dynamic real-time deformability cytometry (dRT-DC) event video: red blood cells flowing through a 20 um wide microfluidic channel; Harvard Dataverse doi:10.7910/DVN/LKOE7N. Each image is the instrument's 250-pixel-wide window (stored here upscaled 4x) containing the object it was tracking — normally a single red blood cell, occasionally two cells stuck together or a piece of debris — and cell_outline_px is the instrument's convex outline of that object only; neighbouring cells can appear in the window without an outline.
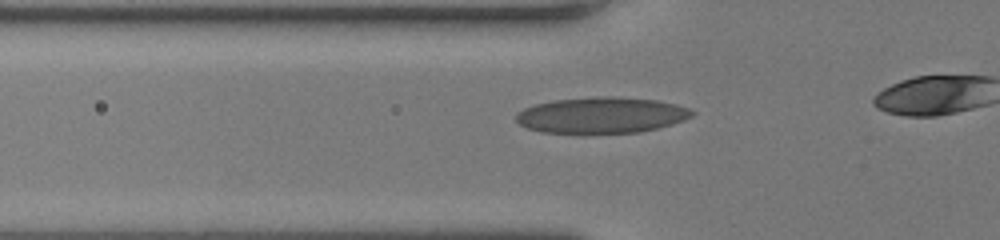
{"species": "human", "species_latin": "Homo sapiens", "temperature_condition": "room temperature", "stored_images_in_passage": 27, "camera_frame_rate_fps": 3000, "um_per_image_px": 0.085, "donor": {"sex": "female"}, "frame": {"image": 1, "passage_image": 4, "time_ms": 1.0, "image_size_px": [1000, 240], "cell_outline_px": [[696, 112], [692, 116], [684, 120], [672, 124], [640, 132], [584, 136], [544, 132], [528, 128], [520, 124], [516, 120], [516, 112], [524, 108], [536, 104], [552, 100], [596, 96], [612, 96], [656, 100], [676, 104], [688, 108]], "centroid_in_image_um": [51.1, 9.82], "position_along_channel_um": 74.7, "area_um2": 38.03}}
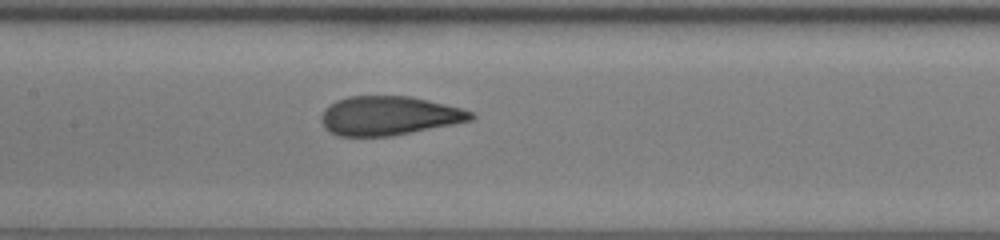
{"frame": {"image": 2, "passage_image": 11, "time_ms": 3.333, "image_size_px": [1000, 240], "cell_outline_px": [[476, 116], [472, 120], [392, 136], [340, 136], [328, 132], [324, 128], [320, 120], [320, 116], [324, 108], [336, 100], [348, 96], [412, 96], [476, 112]], "centroid_in_image_um": [33.02, 9.83], "position_along_channel_um": 174.4, "area_um2": 34.22}}
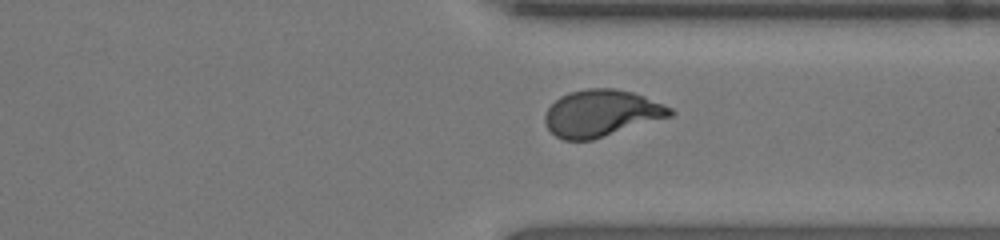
{"frame": {"image": 3, "passage_image": 24, "time_ms": 7.667, "image_size_px": [1000, 240], "cell_outline_px": [[676, 112], [672, 116], [592, 140], [564, 140], [556, 136], [548, 128], [544, 120], [544, 116], [548, 108], [560, 96], [572, 92], [588, 88], [616, 88], [632, 92], [644, 96], [672, 108]], "centroid_in_image_um": [51.13, 9.62], "position_along_channel_um": 360.3, "area_um2": 33.99}}